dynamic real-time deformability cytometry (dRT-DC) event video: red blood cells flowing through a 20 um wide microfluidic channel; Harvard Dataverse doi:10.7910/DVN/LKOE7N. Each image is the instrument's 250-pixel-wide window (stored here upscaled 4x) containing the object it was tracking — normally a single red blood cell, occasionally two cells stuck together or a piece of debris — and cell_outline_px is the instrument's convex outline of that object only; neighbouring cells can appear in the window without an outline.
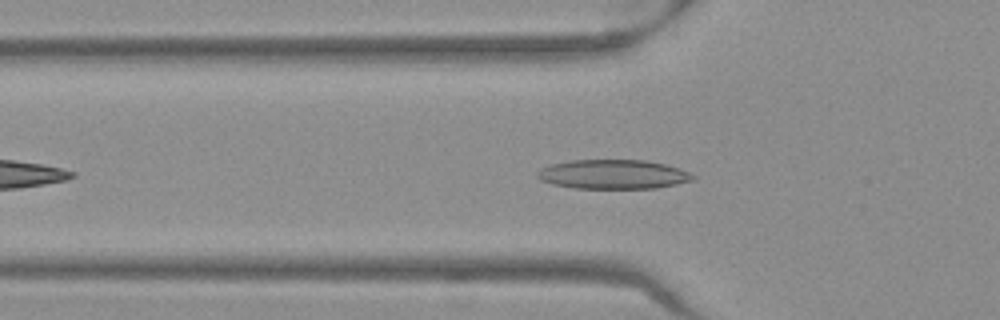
{"species": "Egyptian fruit bat (a non-hibernating species)", "species_latin": "Rousettus aegyptiacus", "temperature_condition": "warm", "stored_images_in_passage": 40, "camera_frame_rate_fps": 3000, "um_per_image_px": 0.085, "frame": {"image": 1, "passage_image": 9, "time_ms": 2.667, "image_size_px": [1000, 320], "cell_outline_px": [[696, 176], [692, 180], [676, 184], [656, 188], [572, 188], [552, 184], [540, 180], [536, 176], [536, 172], [540, 168], [552, 164], [572, 160], [644, 160], [664, 164], [680, 168]], "centroid_in_image_um": [52.08, 14.82], "position_along_channel_um": 73.7, "area_um2": 26.53}}
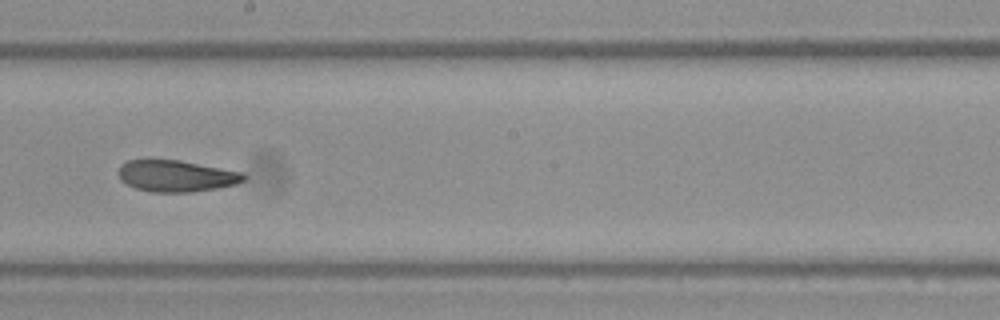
{"frame": {"image": 2, "passage_image": 21, "time_ms": 6.667, "image_size_px": [1000, 320], "cell_outline_px": [[248, 176], [244, 180], [236, 184], [216, 188], [192, 192], [152, 192], [136, 188], [120, 180], [120, 164], [128, 160], [180, 160], [244, 172]], "centroid_in_image_um": [15.03, 14.95], "position_along_channel_um": 233.2, "area_um2": 22.95}}
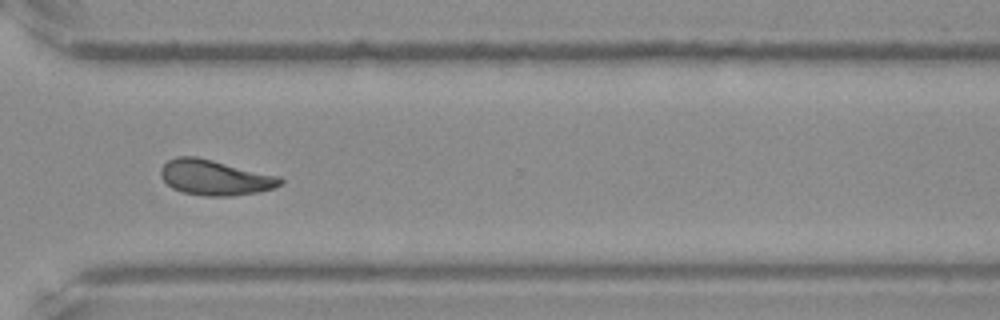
{"frame": {"image": 3, "passage_image": 30, "time_ms": 9.667, "image_size_px": [1000, 320], "cell_outline_px": [[284, 184], [276, 188], [256, 192], [232, 196], [204, 196], [184, 192], [172, 188], [160, 176], [160, 168], [168, 160], [176, 156], [196, 156], [280, 176], [284, 180]], "centroid_in_image_um": [18.29, 15.09], "position_along_channel_um": 352.3, "area_um2": 24.74}, "authors_computed_cell_mechanics": {"area_um2": 23.8136, "velocity_mm_per_s": 3.9696, "shape_relaxation_time_tau1_ms": null, "shape_relaxation_time_tau2_ms": 5.5295, "deformation_change_tau1": null, "deformation_change_tau2": 0.1359}}